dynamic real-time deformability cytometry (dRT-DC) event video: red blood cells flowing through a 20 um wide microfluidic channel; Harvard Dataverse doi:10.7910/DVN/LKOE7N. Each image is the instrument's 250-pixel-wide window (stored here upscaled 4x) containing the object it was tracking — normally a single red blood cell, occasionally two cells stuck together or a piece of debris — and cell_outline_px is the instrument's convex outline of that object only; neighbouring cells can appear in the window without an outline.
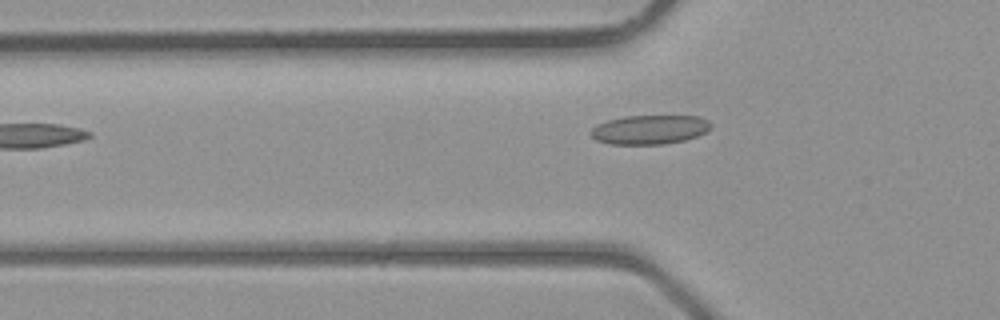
{"species": "common noctule bat (a hibernating species)", "species_latin": "Nyctalus noctula", "temperature_condition": "room temperature", "stored_images_in_passage": 3, "camera_frame_rate_fps": 3000, "um_per_image_px": 0.085, "animal": {"sex": "male", "body_mass_g": 23.1, "forearm_length_mm": 52.7}, "frame": {"image": 1, "passage_image": 3, "time_ms": 2.667, "image_size_px": [1000, 320], "cell_outline_px": [[712, 124], [704, 132], [696, 136], [684, 140], [664, 144], [608, 144], [596, 140], [588, 132], [596, 124], [608, 120], [624, 116], [700, 116], [708, 120]], "centroid_in_image_um": [55.17, 11.01], "position_along_channel_um": 70.6, "area_um2": 20.4}}